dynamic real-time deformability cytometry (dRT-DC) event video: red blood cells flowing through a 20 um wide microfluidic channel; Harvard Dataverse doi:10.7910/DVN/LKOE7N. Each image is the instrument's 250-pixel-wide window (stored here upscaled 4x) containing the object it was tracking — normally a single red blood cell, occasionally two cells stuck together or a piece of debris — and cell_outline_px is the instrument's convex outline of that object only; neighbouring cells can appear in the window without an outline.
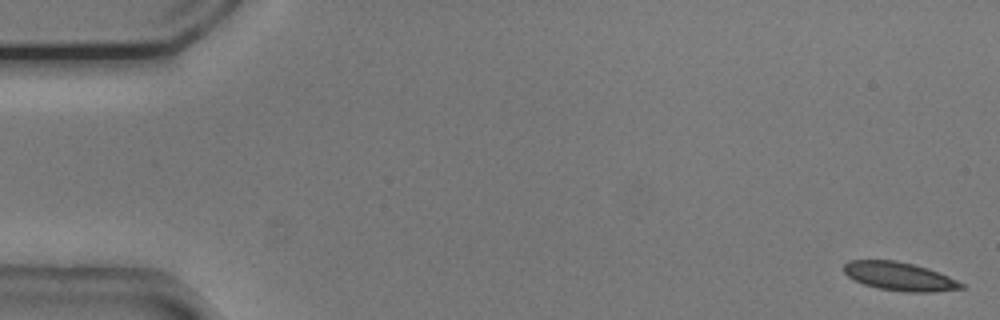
{"species": "common noctule bat (a hibernating species)", "species_latin": "Nyctalus noctula", "temperature_condition": "cold", "stored_images_in_passage": 14, "camera_frame_rate_fps": 3000, "um_per_image_px": 0.085, "animal": {"sex": "male", "body_mass_g": 20.5, "forearm_length_mm": 52.5}, "frame": {"image": 1, "passage_image": 1, "time_ms": 0.0, "image_size_px": [1000, 320], "cell_outline_px": [[964, 288], [932, 292], [908, 292], [880, 288], [864, 284], [848, 276], [844, 272], [844, 264], [848, 260], [896, 260], [928, 268], [948, 276], [964, 284]], "centroid_in_image_um": [76.45, 23.48], "position_along_channel_um": 8.5, "area_um2": 19.25}}